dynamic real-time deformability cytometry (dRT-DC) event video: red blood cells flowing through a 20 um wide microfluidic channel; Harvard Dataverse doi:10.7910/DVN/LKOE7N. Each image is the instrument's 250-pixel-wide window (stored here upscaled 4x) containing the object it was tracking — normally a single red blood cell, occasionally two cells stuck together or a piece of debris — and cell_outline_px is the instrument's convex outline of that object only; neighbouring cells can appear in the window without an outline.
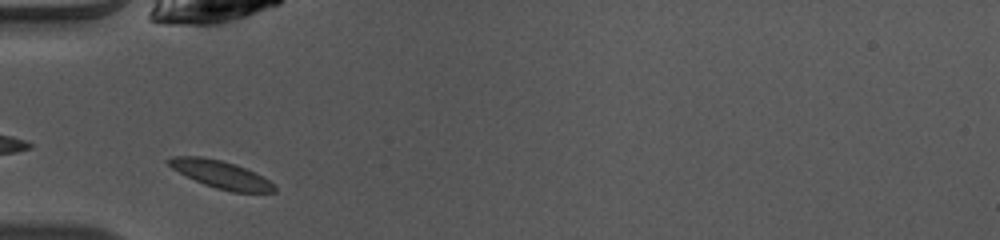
{"species": "common noctule bat (a hibernating species)", "species_latin": "Nyctalus noctula", "temperature_condition": "warm", "stored_images_in_passage": 34, "camera_frame_rate_fps": 3000, "um_per_image_px": 0.085, "animal": {"sex": "female", "body_mass_g": 10.0, "forearm_length_mm": 53.1}, "frame": {"image": 1, "passage_image": 1, "time_ms": 0.0, "image_size_px": [1000, 240], "cell_outline_px": [[276, 192], [232, 192], [216, 188], [204, 184], [172, 168], [164, 160], [172, 156], [200, 156], [220, 160], [236, 164], [268, 180], [276, 188]], "centroid_in_image_um": [18.74, 14.82], "position_along_channel_um": 66.3, "area_um2": 16.65}}
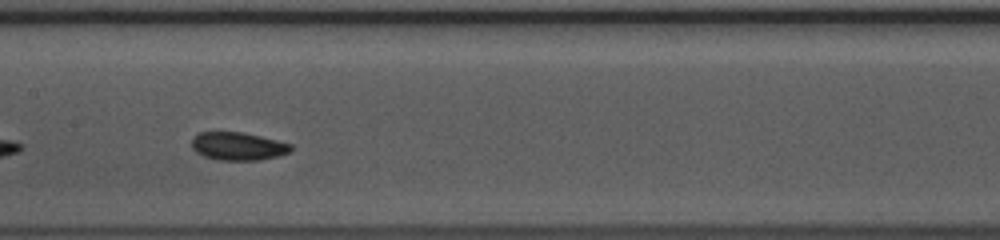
{"frame": {"image": 2, "passage_image": 10, "time_ms": 3.0, "image_size_px": [1000, 240], "cell_outline_px": [[292, 148], [288, 152], [280, 156], [256, 160], [216, 160], [204, 156], [196, 152], [192, 148], [192, 136], [200, 132], [244, 132], [292, 144]], "centroid_in_image_um": [20.2, 12.43], "position_along_channel_um": 187.2, "area_um2": 16.24}, "authors_computed_cell_mechanics": {"area_um2": 16.184, "velocity_mm_per_s": 4.0558, "shape_relaxation_time_tau1_ms": 4.4656, "shape_relaxation_time_tau2_ms": null, "deformation_change_tau1": 0.1465, "deformation_change_tau2": null}}